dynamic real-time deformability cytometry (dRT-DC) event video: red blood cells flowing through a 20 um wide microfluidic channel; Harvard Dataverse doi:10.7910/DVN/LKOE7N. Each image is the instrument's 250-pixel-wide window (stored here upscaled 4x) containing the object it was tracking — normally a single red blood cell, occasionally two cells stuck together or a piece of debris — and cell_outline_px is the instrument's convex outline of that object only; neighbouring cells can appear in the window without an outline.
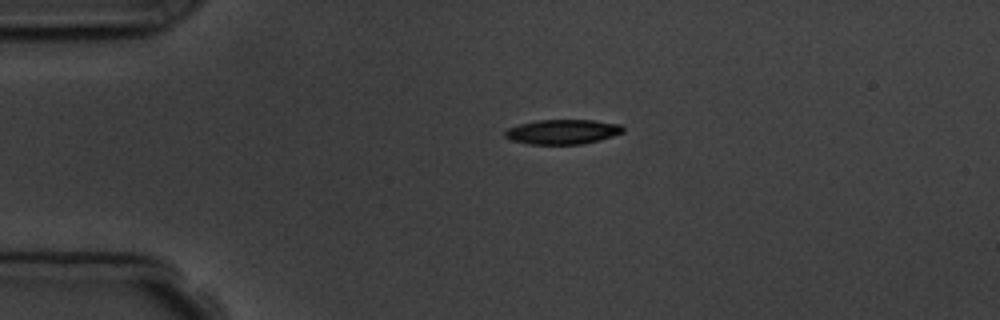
{"species": "common noctule bat (a hibernating species)", "species_latin": "Nyctalus noctula", "temperature_condition": "room temperature", "stored_images_in_passage": 2, "camera_frame_rate_fps": 3000, "um_per_image_px": 0.085, "animal": {"sex": "male", "body_mass_g": 19.5, "forearm_length_mm": 54.6}, "frame": {"image": 1, "passage_image": 1, "time_ms": 0.0, "image_size_px": [1000, 320], "cell_outline_px": [[624, 132], [600, 140], [584, 144], [528, 144], [512, 140], [504, 136], [504, 132], [508, 128], [520, 124], [536, 120], [592, 120], [620, 124], [624, 128]], "centroid_in_image_um": [47.83, 11.2], "position_along_channel_um": 37.2, "area_um2": 16.99}}